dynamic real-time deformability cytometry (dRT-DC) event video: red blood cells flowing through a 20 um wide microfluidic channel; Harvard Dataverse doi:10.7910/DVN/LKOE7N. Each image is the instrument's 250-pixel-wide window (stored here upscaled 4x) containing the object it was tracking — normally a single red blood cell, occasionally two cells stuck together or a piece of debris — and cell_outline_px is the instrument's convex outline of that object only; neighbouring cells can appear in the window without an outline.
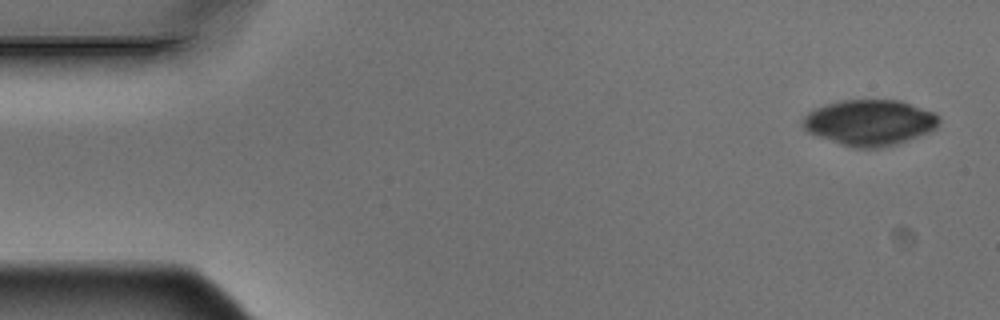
{"species": "Egyptian fruit bat (a non-hibernating species)", "species_latin": "Rousettus aegyptiacus", "temperature_condition": "warm", "stored_images_in_passage": 6, "camera_frame_rate_fps": 3000, "um_per_image_px": 0.085, "animal": {"sex": "male"}, "frame": {"image": 1, "passage_image": 1, "time_ms": 0.0, "image_size_px": [1000, 320], "cell_outline_px": [[940, 120], [936, 128], [928, 132], [896, 144], [880, 148], [856, 148], [840, 144], [816, 136], [808, 132], [804, 128], [800, 120], [808, 112], [816, 108], [840, 100], [900, 100], [936, 112], [940, 116]], "centroid_in_image_um": [73.92, 10.41], "position_along_channel_um": 11.1, "area_um2": 36.47}}